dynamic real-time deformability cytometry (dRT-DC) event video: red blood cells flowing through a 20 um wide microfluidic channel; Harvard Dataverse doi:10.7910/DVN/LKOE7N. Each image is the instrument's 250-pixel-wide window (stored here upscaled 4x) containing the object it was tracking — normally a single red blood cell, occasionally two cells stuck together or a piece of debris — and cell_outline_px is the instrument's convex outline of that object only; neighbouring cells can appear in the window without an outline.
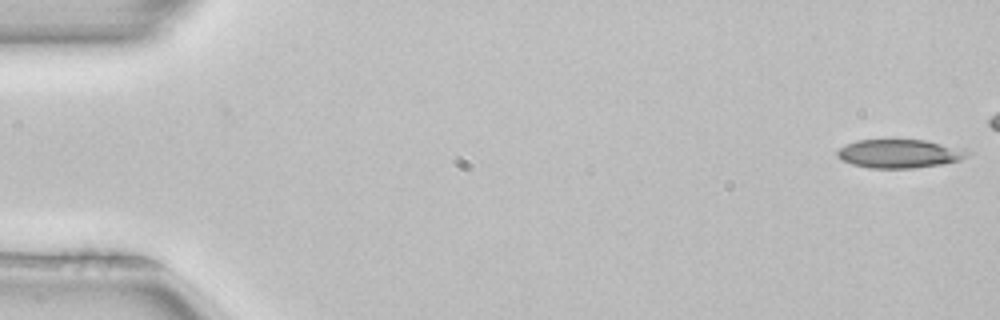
{"species": "common noctule bat (a hibernating species)", "species_latin": "Nyctalus noctula", "temperature_condition": "room temperature", "stored_images_in_passage": 6, "camera_frame_rate_fps": 3000, "um_per_image_px": 0.085, "animal": {"sex": "female", "body_mass_g": 22.7, "forearm_length_mm": 54.2}, "frame": {"image": 1, "passage_image": 1, "time_ms": 0.0, "image_size_px": [1000, 320], "cell_outline_px": [[972, 152], [968, 156], [960, 160], [940, 164], [912, 168], [868, 168], [852, 164], [840, 160], [836, 156], [836, 152], [840, 148], [856, 140], [924, 140], [964, 148]], "centroid_in_image_um": [76.46, 13.06], "position_along_channel_um": 8.5, "area_um2": 21.73}}